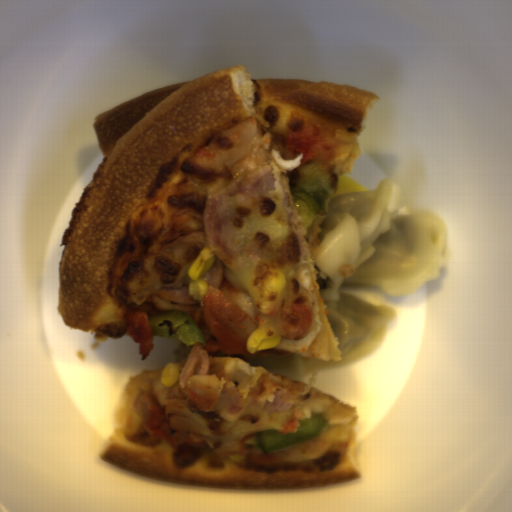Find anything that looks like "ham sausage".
Returning a JSON list of instances; mask_svg holds the SVG:
<instances>
[{
    "mask_svg": "<svg viewBox=\"0 0 512 512\" xmlns=\"http://www.w3.org/2000/svg\"><path fill=\"white\" fill-rule=\"evenodd\" d=\"M203 232L186 234L158 249L152 294L159 310H181L197 301L188 294L191 267L205 246L216 255L201 277L220 289L224 265L236 269L267 259L293 265L304 251L293 202L270 164L229 181L203 208Z\"/></svg>",
    "mask_w": 512,
    "mask_h": 512,
    "instance_id": "1",
    "label": "ham sausage"
},
{
    "mask_svg": "<svg viewBox=\"0 0 512 512\" xmlns=\"http://www.w3.org/2000/svg\"><path fill=\"white\" fill-rule=\"evenodd\" d=\"M210 369V355L205 351L200 341L192 344L185 364L179 372L178 381L183 389L194 376L208 375Z\"/></svg>",
    "mask_w": 512,
    "mask_h": 512,
    "instance_id": "2",
    "label": "ham sausage"
}]
</instances>
